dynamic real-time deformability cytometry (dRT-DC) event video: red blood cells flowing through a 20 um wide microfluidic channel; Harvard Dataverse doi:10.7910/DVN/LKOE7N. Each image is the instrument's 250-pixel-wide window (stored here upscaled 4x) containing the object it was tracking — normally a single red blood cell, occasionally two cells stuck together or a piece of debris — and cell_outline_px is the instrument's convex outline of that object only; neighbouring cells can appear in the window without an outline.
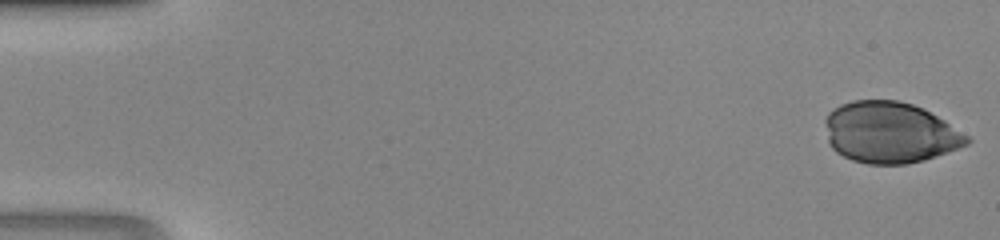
{"species": "human", "species_latin": "Homo sapiens", "temperature_condition": "room temperature", "stored_images_in_passage": 46, "camera_frame_rate_fps": 3000, "um_per_image_px": 0.085, "donor": {"sex": "male"}, "frame": {"image": 1, "passage_image": 1, "time_ms": 0.0, "image_size_px": [1000, 240], "cell_outline_px": [[972, 140], [968, 144], [924, 160], [908, 164], [868, 164], [852, 160], [836, 152], [832, 148], [828, 140], [824, 120], [828, 112], [840, 104], [852, 100], [900, 100], [924, 108], [944, 120], [968, 136]], "centroid_in_image_um": [75.62, 11.25], "position_along_channel_um": 9.4, "area_um2": 50.63}}
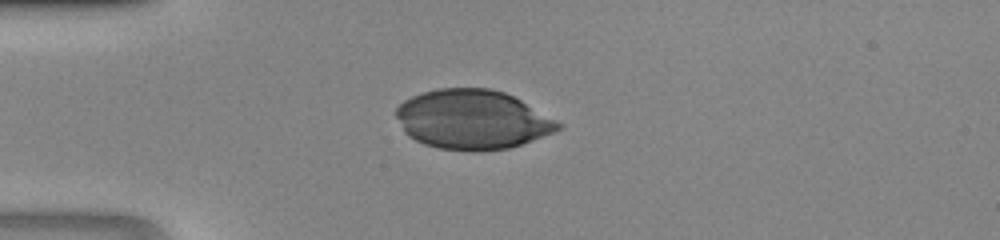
{"frame": {"image": 2, "passage_image": 13, "time_ms": 4.0, "image_size_px": [1000, 240], "cell_outline_px": [[564, 128], [556, 132], [508, 148], [480, 152], [472, 152], [440, 148], [424, 144], [408, 136], [404, 132], [396, 116], [396, 108], [404, 100], [412, 96], [424, 92], [440, 88], [488, 88], [504, 92], [520, 100], [564, 124]], "centroid_in_image_um": [40.17, 10.17], "position_along_channel_um": 44.8, "area_um2": 56.12}}